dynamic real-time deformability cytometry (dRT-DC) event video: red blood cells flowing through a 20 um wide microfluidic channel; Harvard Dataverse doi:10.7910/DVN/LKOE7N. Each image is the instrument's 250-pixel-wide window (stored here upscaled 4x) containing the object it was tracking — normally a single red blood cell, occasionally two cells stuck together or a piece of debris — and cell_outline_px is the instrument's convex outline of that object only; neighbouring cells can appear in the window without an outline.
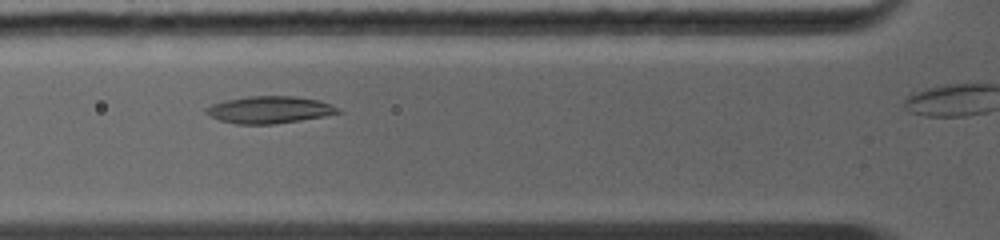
{"species": "common noctule bat (a hibernating species)", "species_latin": "Nyctalus noctula", "temperature_condition": "warm", "stored_images_in_passage": 23, "camera_frame_rate_fps": 5000, "um_per_image_px": 0.085, "animal": {"sex": "female", "body_mass_g": 19.0, "forearm_length_mm": 56.7}, "frame": {"image": 1, "passage_image": 7, "time_ms": 1.2, "image_size_px": [1000, 240], "cell_outline_px": [[344, 112], [324, 116], [276, 124], [236, 124], [220, 120], [204, 112], [204, 108], [212, 104], [228, 100], [248, 96], [296, 96], [320, 100], [340, 108]], "centroid_in_image_um": [22.95, 9.33], "position_along_channel_um": 102.9, "area_um2": 20.87}}